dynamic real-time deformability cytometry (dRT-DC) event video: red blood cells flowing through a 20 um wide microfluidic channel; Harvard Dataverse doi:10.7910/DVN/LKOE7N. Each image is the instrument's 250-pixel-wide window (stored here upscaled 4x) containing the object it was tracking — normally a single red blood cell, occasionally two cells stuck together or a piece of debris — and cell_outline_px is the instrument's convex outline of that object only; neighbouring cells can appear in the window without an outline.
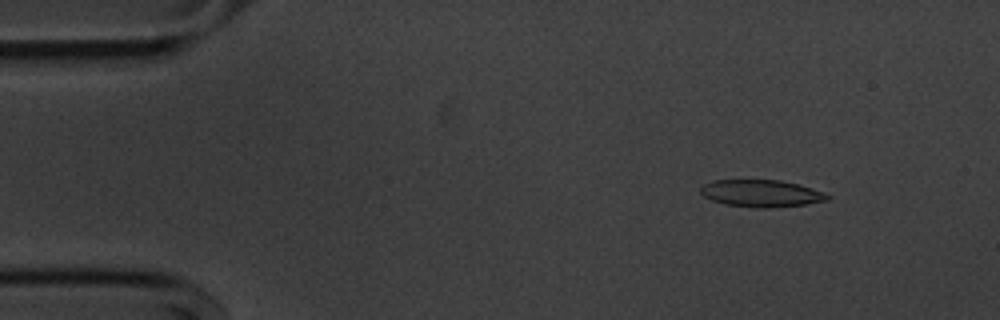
{"species": "common noctule bat (a hibernating species)", "species_latin": "Nyctalus noctula", "temperature_condition": "cold", "stored_images_in_passage": 53, "camera_frame_rate_fps": 3000, "um_per_image_px": 0.085, "animal": {"sex": "male", "body_mass_g": 20.1, "forearm_length_mm": 53.5}, "frame": {"image": 1, "passage_image": 5, "time_ms": 1.333, "image_size_px": [1000, 320], "cell_outline_px": [[832, 196], [828, 200], [804, 204], [768, 208], [752, 208], [724, 204], [712, 200], [704, 196], [700, 192], [700, 188], [704, 184], [712, 180], [780, 180], [812, 188]], "centroid_in_image_um": [64.68, 16.44], "position_along_channel_um": 20.3, "area_um2": 20.0}}
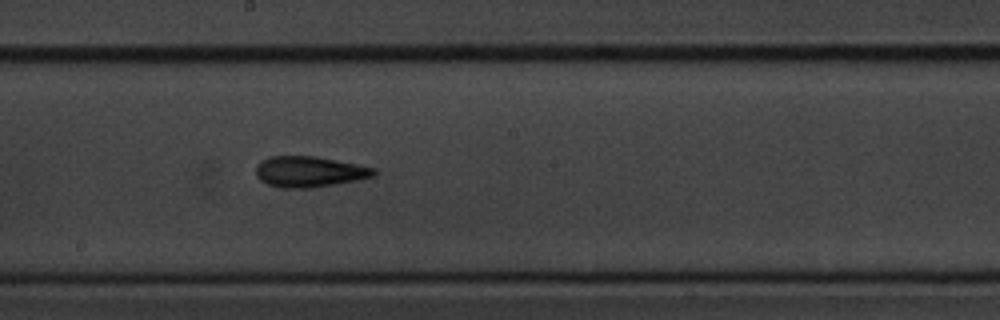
{"frame": {"image": 2, "passage_image": 28, "time_ms": 9.0, "image_size_px": [1000, 320], "cell_outline_px": [[376, 172], [372, 176], [356, 180], [312, 188], [280, 188], [268, 184], [260, 180], [256, 176], [256, 164], [260, 160], [268, 156], [316, 156], [376, 168]], "centroid_in_image_um": [26.23, 14.59], "position_along_channel_um": 222.0, "area_um2": 21.21}}
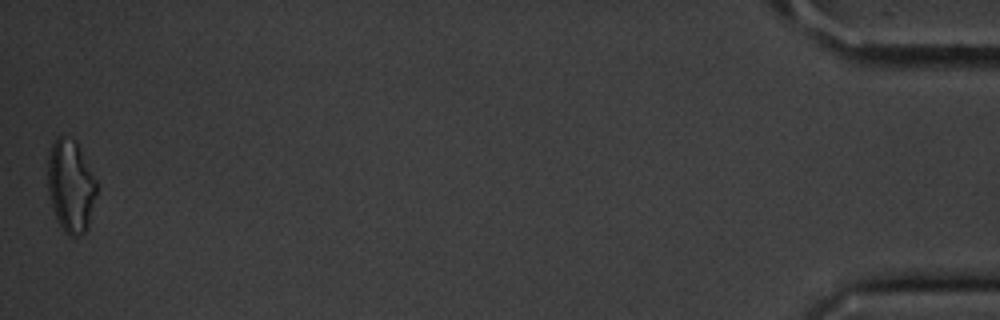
{"frame": {"image": 3, "passage_image": 53, "time_ms": 17.333, "image_size_px": [1000, 320], "cell_outline_px": [[96, 196], [88, 228], [80, 236], [72, 240], [64, 232], [52, 208], [48, 188], [48, 156], [52, 144], [56, 136], [64, 136], [76, 140], [96, 180]], "centroid_in_image_um": [6.02, 15.84], "position_along_channel_um": 429.2, "area_um2": 26.53}, "authors_computed_cell_mechanics": {"area_um2": 20.4612, "velocity_mm_per_s": 3.6173, "shape_relaxation_time_tau1_ms": 3.8828, "shape_relaxation_time_tau2_ms": 3.9926, "deformation_change_tau1": 0.1436, "deformation_change_tau2": 0.1257}}